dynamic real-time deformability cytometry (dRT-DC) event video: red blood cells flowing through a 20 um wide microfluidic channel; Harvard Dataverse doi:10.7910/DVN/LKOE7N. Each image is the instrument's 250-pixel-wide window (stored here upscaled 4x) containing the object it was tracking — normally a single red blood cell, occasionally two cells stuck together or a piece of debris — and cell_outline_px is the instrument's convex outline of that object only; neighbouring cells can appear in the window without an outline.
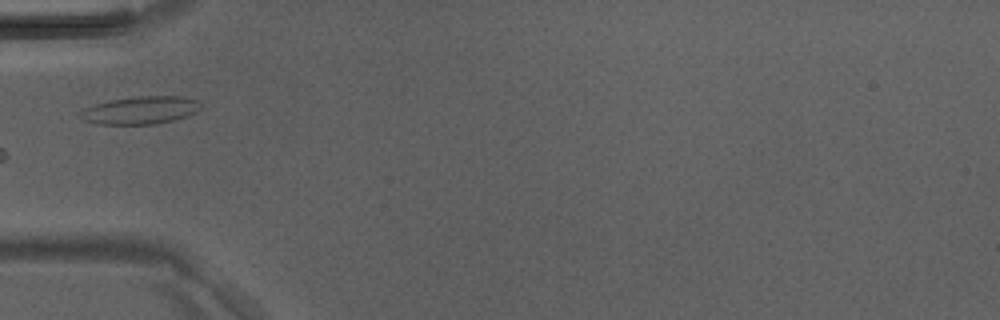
{"species": "Egyptian fruit bat (a non-hibernating species)", "species_latin": "Rousettus aegyptiacus", "temperature_condition": "room temperature", "stored_images_in_passage": 31, "camera_frame_rate_fps": 3000, "um_per_image_px": 0.085, "animal": {"sex": "male"}, "frame": {"image": 1, "passage_image": 1, "time_ms": 0.0, "image_size_px": [1000, 320], "cell_outline_px": [[200, 108], [196, 112], [172, 120], [156, 124], [100, 124], [84, 120], [76, 112], [92, 104], [112, 100], [140, 96], [184, 96], [200, 100]], "centroid_in_image_um": [11.92, 9.36], "position_along_channel_um": 73.1, "area_um2": 19.48}}
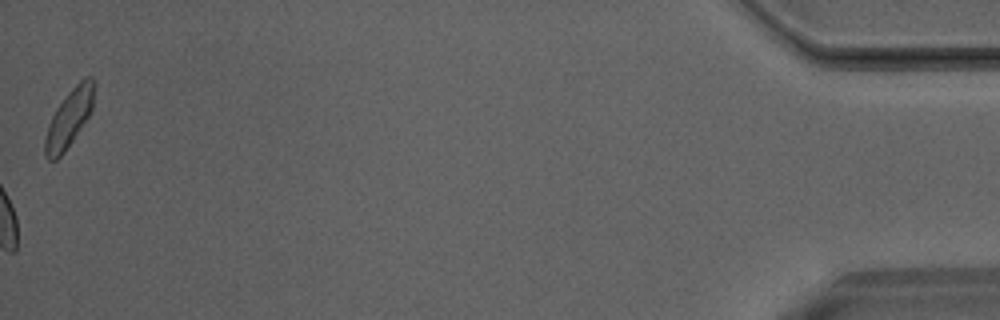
{"frame": {"image": 2, "passage_image": 31, "time_ms": 10.0, "image_size_px": [1000, 320], "cell_outline_px": [[92, 108], [88, 116], [64, 152], [56, 160], [48, 160], [44, 156], [44, 140], [48, 124], [56, 108], [68, 92], [84, 76], [92, 76]], "centroid_in_image_um": [5.81, 10.08], "position_along_channel_um": 429.4, "area_um2": 16.01}}